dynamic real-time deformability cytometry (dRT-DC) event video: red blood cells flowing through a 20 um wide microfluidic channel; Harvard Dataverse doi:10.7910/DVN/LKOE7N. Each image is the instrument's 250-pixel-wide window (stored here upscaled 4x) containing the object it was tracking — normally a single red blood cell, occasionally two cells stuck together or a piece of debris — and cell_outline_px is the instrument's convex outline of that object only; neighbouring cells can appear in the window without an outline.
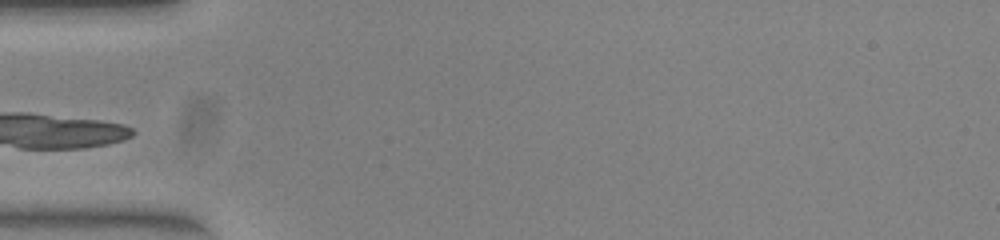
{"species": "common noctule bat (a hibernating species)", "species_latin": "Nyctalus noctula", "temperature_condition": "warm", "stored_images_in_passage": 34, "segment_of_instrument_passage": [1, 3], "camera_frame_rate_fps": 3000, "um_per_image_px": 0.085, "animal": {"sex": "female", "body_mass_g": 23.0, "forearm_length_mm": 53.4}, "frame": {"image": 1, "passage_image": 1, "time_ms": 0.0, "image_size_px": [1000, 240], "cell_outline_px": [[128, 132], [124, 136], [92, 144], [48, 148], [40, 148], [56, 124], [108, 124], [120, 128]], "centroid_in_image_um": [6.91, 11.46], "position_along_channel_um": 78.1, "area_um2": 10.46}}